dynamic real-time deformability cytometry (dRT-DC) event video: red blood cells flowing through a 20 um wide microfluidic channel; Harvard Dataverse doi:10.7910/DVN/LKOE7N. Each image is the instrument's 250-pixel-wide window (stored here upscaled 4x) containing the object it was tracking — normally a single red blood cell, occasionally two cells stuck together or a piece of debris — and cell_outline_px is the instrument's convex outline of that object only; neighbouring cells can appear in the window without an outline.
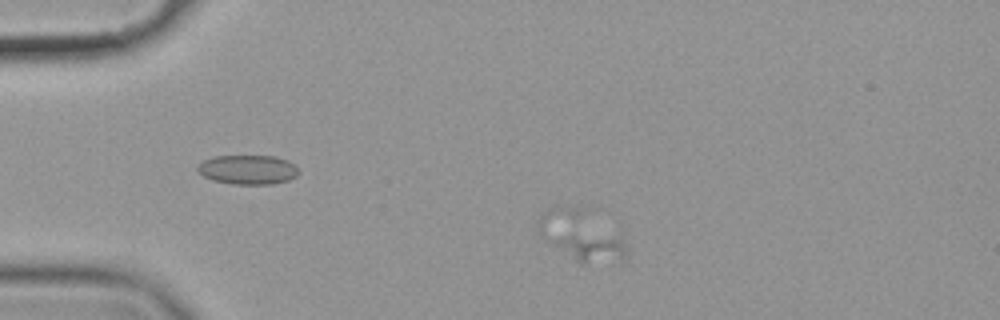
{"species": "common noctule bat (a hibernating species)", "species_latin": "Nyctalus noctula", "temperature_condition": "cold", "stored_images_in_passage": 57, "camera_frame_rate_fps": 3000, "um_per_image_px": 0.085, "animal": {"sex": "female", "body_mass_g": 19.9}, "frame": {"image": 1, "passage_image": 9, "time_ms": 2.667, "image_size_px": [1000, 320], "cell_outline_px": [[628, 256], [624, 260], [612, 264], [580, 264], [540, 236], [540, 216], [548, 208], [600, 208], [624, 240], [628, 248]], "centroid_in_image_um": [49.6, 20.0], "position_along_channel_um": 35.4, "area_um2": 27.17}}
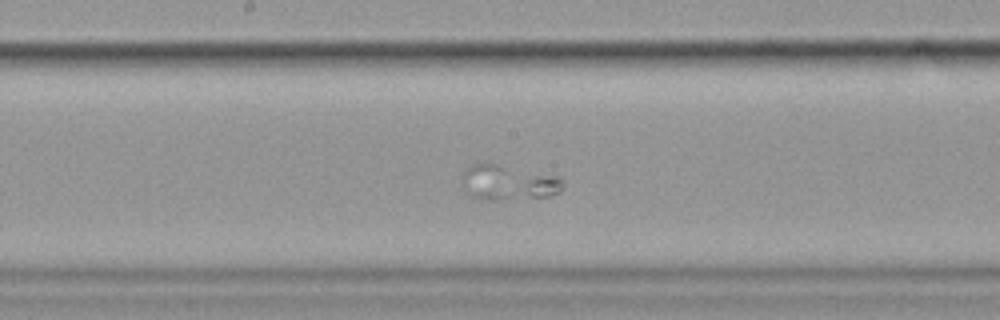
{"frame": {"image": 2, "passage_image": 29, "time_ms": 9.333, "image_size_px": [1000, 320], "cell_outline_px": [[564, 184], [560, 192], [548, 196], [496, 200], [472, 200], [460, 184], [460, 180], [464, 172], [472, 164], [496, 164], [560, 176]], "centroid_in_image_um": [43.16, 15.54], "position_along_channel_um": 205.0, "area_um2": 20.92}}
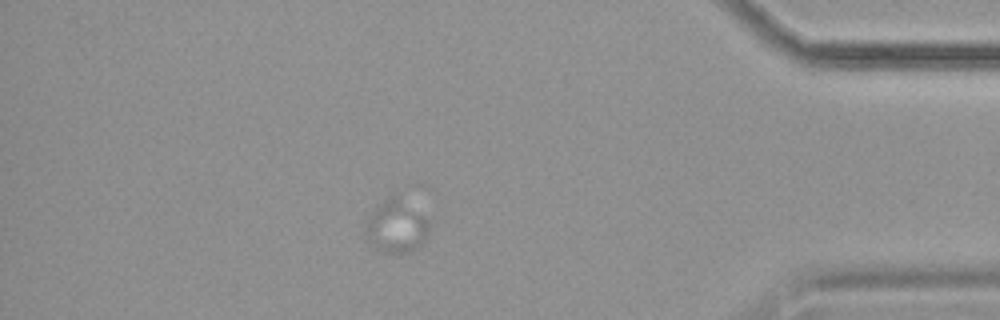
{"frame": {"image": 3, "passage_image": 50, "time_ms": 16.333, "image_size_px": [1000, 320], "cell_outline_px": [[428, 232], [424, 240], [420, 244], [408, 252], [384, 252], [368, 244], [364, 236], [364, 224], [376, 208], [388, 196], [396, 196], [428, 220]], "centroid_in_image_um": [33.61, 19.28], "position_along_channel_um": 401.6, "area_um2": 18.96}}